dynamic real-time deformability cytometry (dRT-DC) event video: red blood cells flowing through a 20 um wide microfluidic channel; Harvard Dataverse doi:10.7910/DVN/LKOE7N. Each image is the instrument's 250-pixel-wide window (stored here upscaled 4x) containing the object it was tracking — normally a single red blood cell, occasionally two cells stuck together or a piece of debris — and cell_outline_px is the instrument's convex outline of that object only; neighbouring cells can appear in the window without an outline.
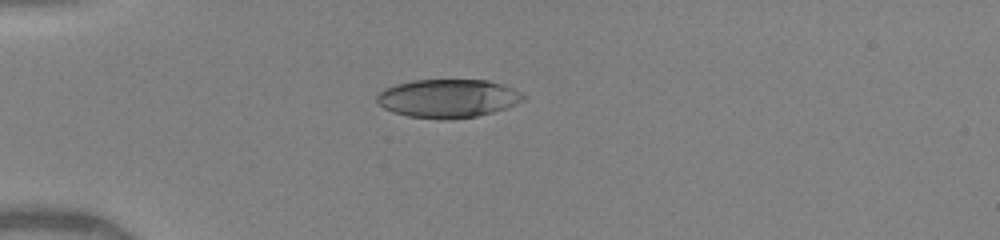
{"species": "human", "species_latin": "Homo sapiens", "temperature_condition": "warm", "stored_images_in_passage": 36, "camera_frame_rate_fps": 3000, "um_per_image_px": 0.085, "donor": {"sex": "female"}, "frame": {"image": 1, "passage_image": 1, "time_ms": 0.0, "image_size_px": [1000, 240], "cell_outline_px": [[524, 100], [516, 104], [492, 112], [476, 116], [452, 120], [440, 120], [408, 116], [392, 112], [384, 108], [376, 100], [376, 96], [384, 88], [396, 84], [412, 80], [488, 80], [512, 88], [520, 92], [524, 96]], "centroid_in_image_um": [38.04, 8.37], "position_along_channel_um": 47.0, "area_um2": 32.83}}
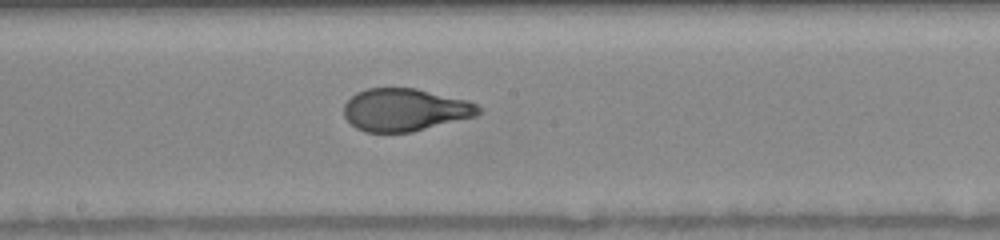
{"frame": {"image": 2, "passage_image": 15, "time_ms": 4.667, "image_size_px": [1000, 240], "cell_outline_px": [[480, 112], [476, 116], [412, 132], [364, 132], [356, 128], [344, 116], [344, 104], [356, 92], [368, 88], [416, 88], [468, 100], [476, 104], [480, 108]], "centroid_in_image_um": [34.42, 9.33], "position_along_channel_um": 213.8, "area_um2": 33.41}}
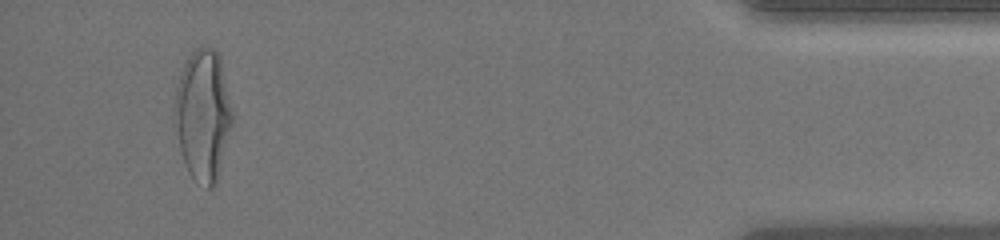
{"frame": {"image": 3, "passage_image": 34, "time_ms": 11.0, "image_size_px": [1000, 240], "cell_outline_px": [[232, 124], [216, 184], [212, 188], [208, 188], [192, 176], [188, 172], [180, 148], [176, 116], [176, 88], [180, 72], [188, 56], [200, 44], [212, 48], [216, 52], [220, 60], [232, 112]], "centroid_in_image_um": [17.27, 9.75], "position_along_channel_um": 417.9, "area_um2": 42.89}, "authors_computed_cell_mechanics": {"area_um2": 34.6222, "velocity_mm_per_s": 4.1199, "shape_relaxation_time_tau1_ms": 4.7649, "shape_relaxation_time_tau2_ms": null, "deformation_change_tau1": 0.2221, "deformation_change_tau2": null}}